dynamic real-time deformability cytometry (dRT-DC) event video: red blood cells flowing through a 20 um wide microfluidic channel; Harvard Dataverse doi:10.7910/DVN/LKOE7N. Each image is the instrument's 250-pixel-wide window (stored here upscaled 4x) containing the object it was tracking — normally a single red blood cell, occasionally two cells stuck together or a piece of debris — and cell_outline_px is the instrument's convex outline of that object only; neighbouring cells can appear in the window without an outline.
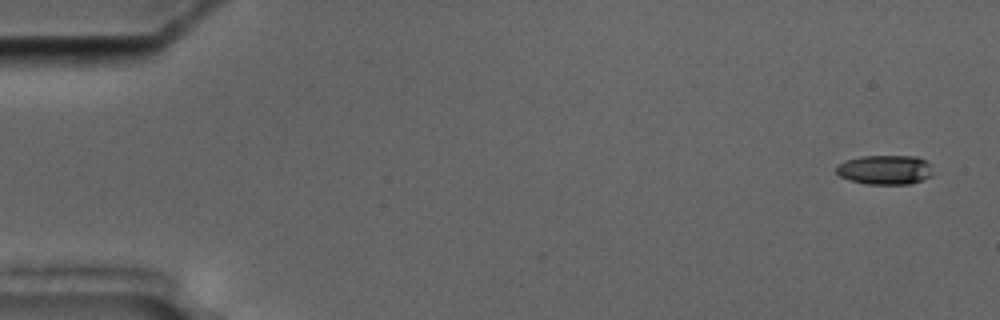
{"species": "common noctule bat (a hibernating species)", "species_latin": "Nyctalus noctula", "temperature_condition": "cold", "stored_images_in_passage": 4, "camera_frame_rate_fps": 3000, "um_per_image_px": 0.085, "animal": {"sex": "male", "body_mass_g": 17.5, "forearm_length_mm": 52.3}, "frame": {"image": 1, "passage_image": 1, "time_ms": 0.0, "image_size_px": [1000, 320], "cell_outline_px": [[932, 176], [908, 184], [868, 184], [848, 180], [840, 176], [836, 172], [836, 164], [844, 160], [860, 156], [916, 156], [924, 160], [928, 164], [932, 172]], "centroid_in_image_um": [75.16, 14.42], "position_along_channel_um": 9.8, "area_um2": 16.59}}